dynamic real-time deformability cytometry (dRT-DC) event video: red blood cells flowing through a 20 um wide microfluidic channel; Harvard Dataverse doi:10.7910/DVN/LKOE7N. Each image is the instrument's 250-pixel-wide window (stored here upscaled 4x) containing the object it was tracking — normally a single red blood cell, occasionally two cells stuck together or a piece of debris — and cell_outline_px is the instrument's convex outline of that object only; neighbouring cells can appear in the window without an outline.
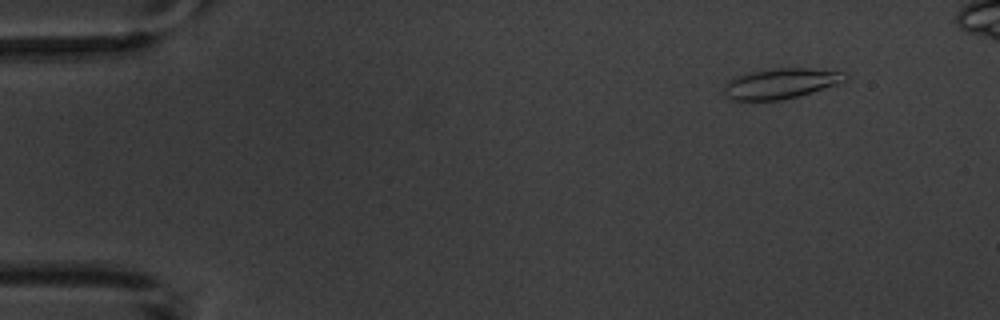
{"species": "common noctule bat (a hibernating species)", "species_latin": "Nyctalus noctula", "temperature_condition": "warm", "stored_images_in_passage": 5, "camera_frame_rate_fps": 3000, "um_per_image_px": 0.085, "animal": {"sex": "male", "body_mass_g": 20.1, "forearm_length_mm": 53.5}, "frame": {"image": 1, "passage_image": 2, "time_ms": 1.0, "image_size_px": [1000, 320], "cell_outline_px": [[852, 76], [836, 84], [800, 96], [780, 100], [728, 100], [724, 92], [724, 84], [728, 80], [748, 72], [776, 68], [808, 68], [848, 72]], "centroid_in_image_um": [66.38, 7.09], "position_along_channel_um": 18.6, "area_um2": 21.56}}